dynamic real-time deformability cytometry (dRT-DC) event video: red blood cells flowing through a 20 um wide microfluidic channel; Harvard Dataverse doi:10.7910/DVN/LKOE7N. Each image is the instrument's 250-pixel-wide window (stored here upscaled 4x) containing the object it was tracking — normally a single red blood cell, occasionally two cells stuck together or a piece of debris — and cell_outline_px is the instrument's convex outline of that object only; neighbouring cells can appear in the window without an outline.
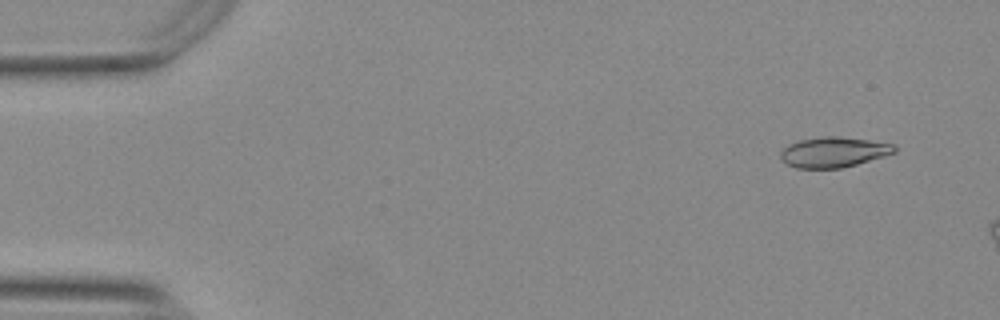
{"species": "Egyptian fruit bat (a non-hibernating species)", "species_latin": "Rousettus aegyptiacus", "temperature_condition": "warm", "stored_images_in_passage": 10, "camera_frame_rate_fps": 3000, "um_per_image_px": 0.085, "animal": {"sex": "female"}, "frame": {"image": 1, "passage_image": 4, "time_ms": 1.0, "image_size_px": [1000, 320], "cell_outline_px": [[896, 152], [884, 156], [856, 164], [840, 168], [796, 168], [788, 164], [780, 156], [780, 152], [788, 144], [800, 140], [820, 136], [836, 136], [868, 140], [896, 144]], "centroid_in_image_um": [70.87, 12.92], "position_along_channel_um": 14.1, "area_um2": 20.0}}